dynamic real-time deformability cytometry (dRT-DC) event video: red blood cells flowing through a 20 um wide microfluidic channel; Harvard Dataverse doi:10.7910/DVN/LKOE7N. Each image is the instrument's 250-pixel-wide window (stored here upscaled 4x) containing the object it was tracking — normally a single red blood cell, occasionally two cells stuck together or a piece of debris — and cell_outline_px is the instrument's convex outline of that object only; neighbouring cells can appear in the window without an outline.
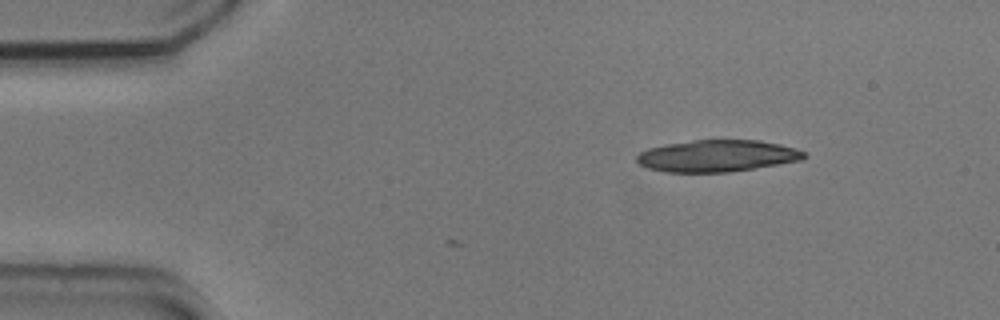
{"species": "common noctule bat (a hibernating species)", "species_latin": "Nyctalus noctula", "temperature_condition": "cold", "stored_images_in_passage": 4, "camera_frame_rate_fps": 3000, "um_per_image_px": 0.085, "animal": {"sex": "male", "body_mass_g": 20.5, "forearm_length_mm": 52.5}, "frame": {"image": 1, "passage_image": 1, "time_ms": 0.0, "image_size_px": [1000, 320], "cell_outline_px": [[808, 156], [800, 160], [728, 172], [664, 172], [648, 168], [640, 164], [636, 160], [636, 156], [640, 152], [648, 148], [664, 144], [692, 140], [760, 140], [780, 144], [796, 148], [808, 152]], "centroid_in_image_um": [60.95, 13.24], "position_along_channel_um": 24.0, "area_um2": 31.04}}